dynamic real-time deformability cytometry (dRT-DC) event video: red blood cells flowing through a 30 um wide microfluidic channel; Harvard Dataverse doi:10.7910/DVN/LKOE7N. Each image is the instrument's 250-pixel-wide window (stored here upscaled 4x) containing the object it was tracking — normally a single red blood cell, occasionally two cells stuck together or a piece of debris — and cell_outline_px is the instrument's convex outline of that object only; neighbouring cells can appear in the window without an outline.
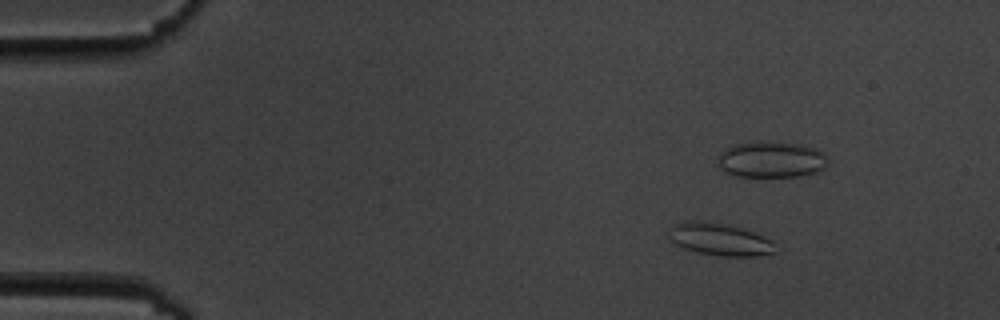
{"species": "common noctule bat (a hibernating species)", "species_latin": "Nyctalus noctula", "temperature_condition": "cold", "stored_images_in_passage": 6, "camera_frame_rate_fps": 3000, "um_per_image_px": 0.085, "animal": {"sex": "male", "body_mass_g": 19.5, "forearm_length_mm": 54.6}, "frame": {"image": 1, "passage_image": 3, "time_ms": 2.333, "image_size_px": [1000, 320], "cell_outline_px": [[776, 252], [760, 256], [716, 256], [696, 252], [684, 248], [668, 240], [668, 236], [672, 224], [684, 220], [696, 220], [724, 224], [740, 228], [764, 236], [772, 240]], "centroid_in_image_um": [61.13, 20.35], "position_along_channel_um": 23.9, "area_um2": 20.23}}
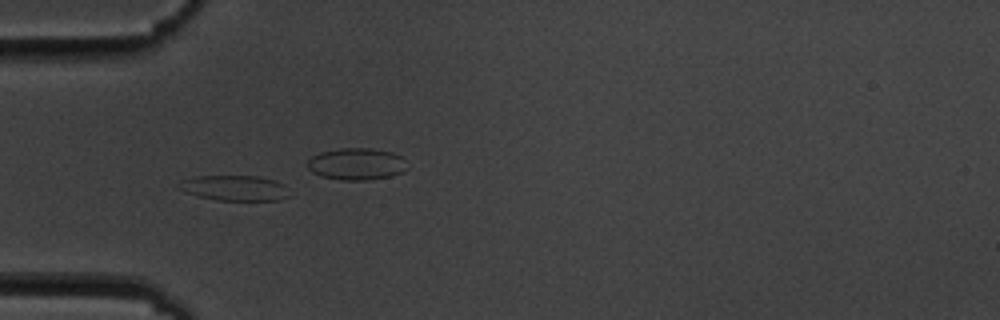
{"frame": {"image": 2, "passage_image": 5, "time_ms": 5.667, "image_size_px": [1000, 320], "cell_outline_px": [[288, 196], [280, 200], [216, 200], [196, 196], [184, 192], [176, 188], [176, 184], [180, 180], [196, 176], [256, 176], [276, 180], [284, 184]], "centroid_in_image_um": [19.85, 15.98], "position_along_channel_um": 65.1, "area_um2": 16.47}}
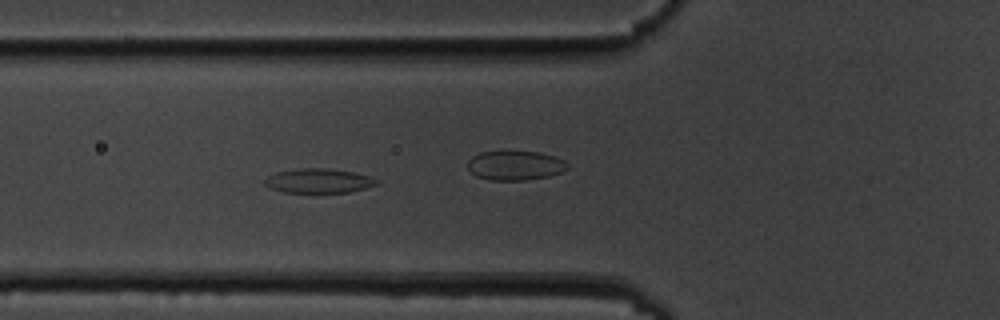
{"frame": {"image": 3, "passage_image": 6, "time_ms": 6.667, "image_size_px": [1000, 320], "cell_outline_px": [[380, 184], [348, 192], [284, 192], [272, 188], [264, 184], [264, 180], [268, 176], [276, 172], [296, 168], [328, 168], [352, 172], [372, 176], [380, 180]], "centroid_in_image_um": [27.12, 15.35], "position_along_channel_um": 98.7, "area_um2": 15.95}}